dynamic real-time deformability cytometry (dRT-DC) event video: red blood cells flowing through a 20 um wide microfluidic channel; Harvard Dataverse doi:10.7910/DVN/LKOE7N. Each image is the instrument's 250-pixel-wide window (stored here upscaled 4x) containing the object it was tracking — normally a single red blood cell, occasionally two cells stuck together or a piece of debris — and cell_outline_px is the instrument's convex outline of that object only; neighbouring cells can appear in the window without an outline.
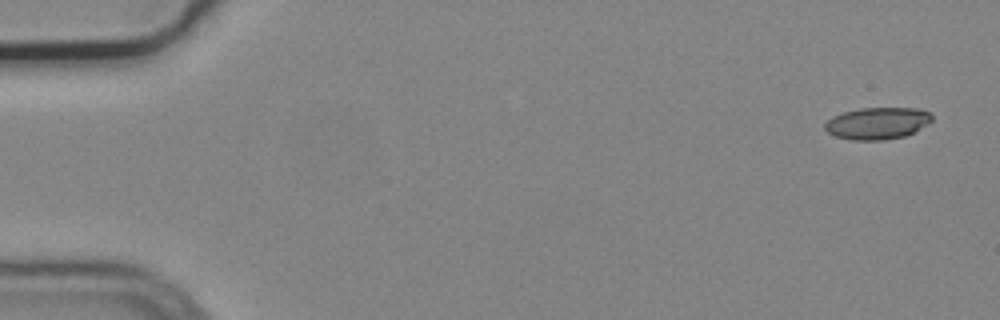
{"species": "common noctule bat (a hibernating species)", "species_latin": "Nyctalus noctula", "temperature_condition": "cold", "stored_images_in_passage": 5, "camera_frame_rate_fps": 3000, "um_per_image_px": 0.085, "animal": {"sex": "male", "body_mass_g": 19.2, "forearm_length_mm": 51.8}, "frame": {"image": 1, "passage_image": 1, "time_ms": 0.0, "image_size_px": [1000, 320], "cell_outline_px": [[932, 120], [928, 124], [904, 136], [884, 140], [848, 140], [836, 136], [828, 132], [824, 128], [824, 124], [832, 116], [844, 112], [860, 108], [920, 108], [928, 112], [932, 116]], "centroid_in_image_um": [74.56, 10.47], "position_along_channel_um": 10.4, "area_um2": 19.88}}
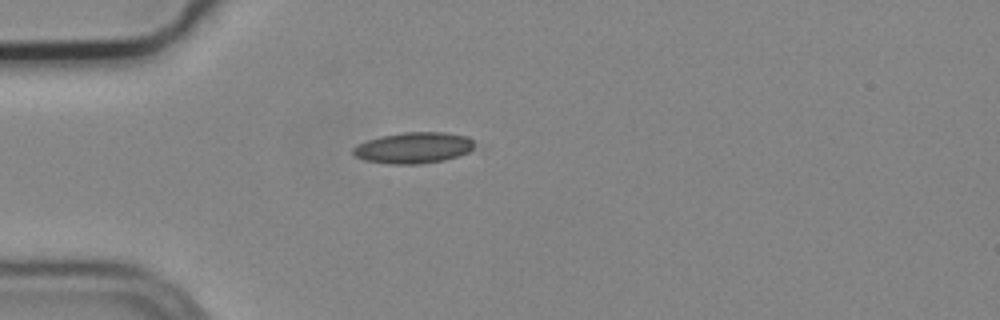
{"frame": {"image": 2, "passage_image": 4, "time_ms": 1.0, "image_size_px": [1000, 320], "cell_outline_px": [[472, 148], [468, 152], [444, 160], [420, 164], [392, 164], [364, 160], [356, 156], [352, 152], [352, 148], [368, 140], [380, 136], [404, 132], [444, 132], [468, 136], [472, 140]], "centroid_in_image_um": [35.14, 12.56], "position_along_channel_um": 49.9, "area_um2": 21.79}}